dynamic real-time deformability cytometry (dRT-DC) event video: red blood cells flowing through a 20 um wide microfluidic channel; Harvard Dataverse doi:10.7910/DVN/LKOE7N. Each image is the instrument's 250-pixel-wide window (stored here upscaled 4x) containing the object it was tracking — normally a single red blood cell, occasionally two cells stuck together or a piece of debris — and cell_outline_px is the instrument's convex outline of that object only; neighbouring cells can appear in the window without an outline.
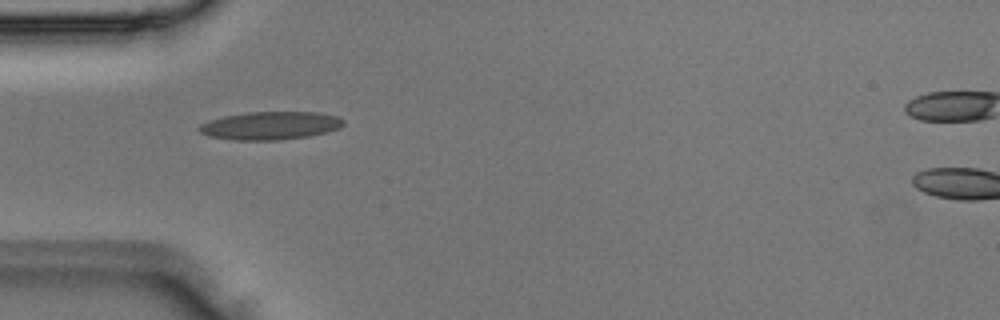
{"species": "Egyptian fruit bat (a non-hibernating species)", "species_latin": "Rousettus aegyptiacus", "temperature_condition": "room temperature", "stored_images_in_passage": 2, "camera_frame_rate_fps": 3000, "um_per_image_px": 0.085, "animal": {"sex": "male"}, "frame": {"image": 1, "passage_image": 1, "time_ms": 0.0, "image_size_px": [1000, 320], "cell_outline_px": [[344, 124], [340, 128], [328, 132], [308, 136], [276, 140], [236, 140], [208, 136], [200, 132], [196, 128], [200, 124], [208, 120], [224, 116], [248, 112], [320, 112], [340, 116], [344, 120]], "centroid_in_image_um": [23.0, 10.67], "position_along_channel_um": 62.0, "area_um2": 23.81}}